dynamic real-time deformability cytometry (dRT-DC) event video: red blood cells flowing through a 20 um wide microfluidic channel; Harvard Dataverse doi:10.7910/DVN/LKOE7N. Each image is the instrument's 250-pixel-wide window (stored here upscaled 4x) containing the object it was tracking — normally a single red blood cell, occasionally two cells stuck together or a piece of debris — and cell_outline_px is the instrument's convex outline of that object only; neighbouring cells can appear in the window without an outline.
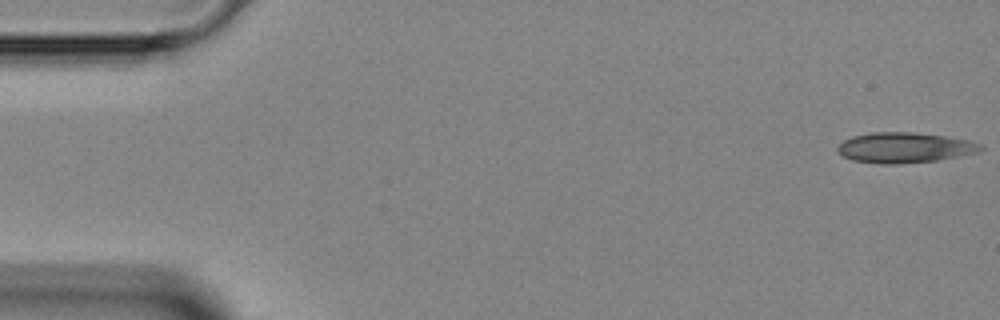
{"species": "Egyptian fruit bat (a non-hibernating species)", "species_latin": "Rousettus aegyptiacus", "temperature_condition": "room temperature", "stored_images_in_passage": 46, "camera_frame_rate_fps": 3000, "um_per_image_px": 0.085, "animal": {"sex": "female"}, "frame": {"image": 1, "passage_image": 1, "time_ms": 0.0, "image_size_px": [1000, 320], "cell_outline_px": [[984, 148], [976, 152], [936, 160], [896, 164], [880, 164], [852, 160], [836, 152], [836, 148], [844, 140], [852, 136], [872, 132], [916, 132], [944, 136], [968, 140], [984, 144]], "centroid_in_image_um": [76.86, 12.54], "position_along_channel_um": 8.1, "area_um2": 25.26}}
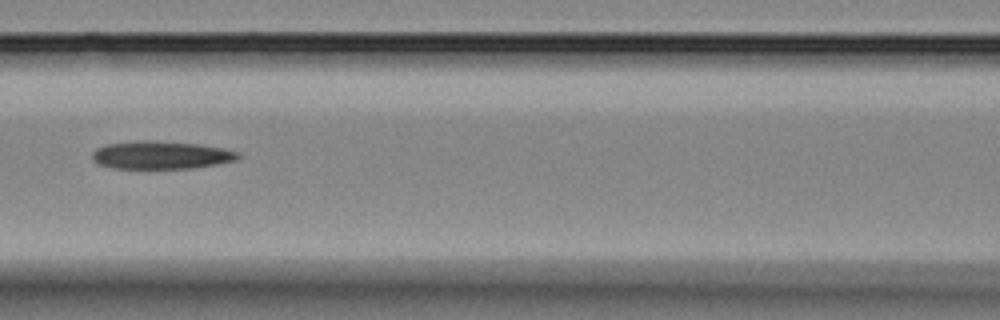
{"frame": {"image": 2, "passage_image": 20, "time_ms": 6.333, "image_size_px": [1000, 320], "cell_outline_px": [[244, 156], [240, 160], [192, 168], [112, 168], [96, 164], [92, 160], [92, 152], [96, 148], [108, 144], [144, 140], [148, 140], [200, 144], [224, 148], [240, 152]], "centroid_in_image_um": [13.74, 13.18], "position_along_channel_um": 152.9, "area_um2": 23.99}}
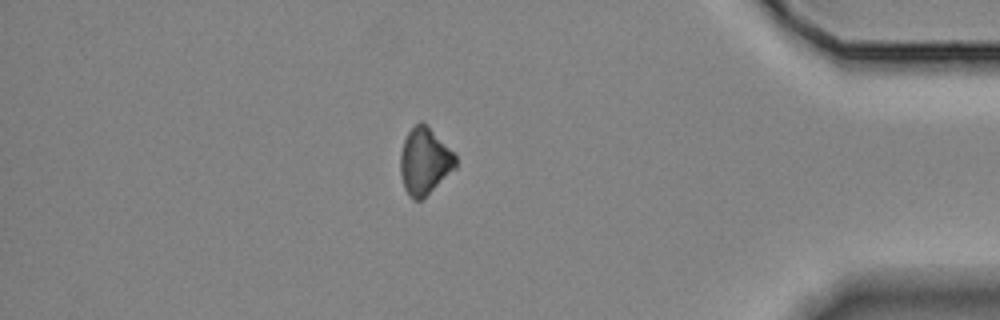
{"frame": {"image": 3, "passage_image": 40, "time_ms": 13.0, "image_size_px": [1000, 320], "cell_outline_px": [[456, 168], [420, 200], [412, 200], [404, 188], [400, 172], [400, 152], [404, 140], [408, 132], [420, 120], [428, 124], [456, 156]], "centroid_in_image_um": [36.07, 13.68], "position_along_channel_um": 399.1, "area_um2": 21.39}}